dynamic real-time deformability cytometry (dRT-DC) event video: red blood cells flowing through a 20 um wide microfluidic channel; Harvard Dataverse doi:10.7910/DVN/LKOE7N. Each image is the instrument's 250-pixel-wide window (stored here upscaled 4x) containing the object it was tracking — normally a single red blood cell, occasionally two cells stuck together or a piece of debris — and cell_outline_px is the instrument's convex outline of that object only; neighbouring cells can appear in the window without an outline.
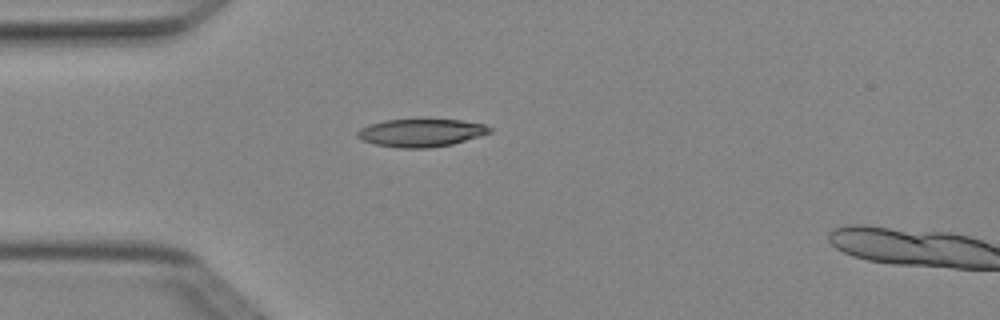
{"species": "Egyptian fruit bat (a non-hibernating species)", "species_latin": "Rousettus aegyptiacus", "temperature_condition": "cold", "stored_images_in_passage": 2, "camera_frame_rate_fps": 3000, "um_per_image_px": 0.085, "animal": {"sex": "female"}, "frame": {"image": 1, "passage_image": 1, "time_ms": 0.0, "image_size_px": [1000, 320], "cell_outline_px": [[492, 132], [452, 144], [428, 148], [396, 148], [376, 144], [360, 140], [356, 136], [356, 132], [360, 128], [368, 124], [384, 120], [420, 116], [460, 120], [484, 124], [492, 128]], "centroid_in_image_um": [35.75, 11.23], "position_along_channel_um": 49.3, "area_um2": 22.54}}